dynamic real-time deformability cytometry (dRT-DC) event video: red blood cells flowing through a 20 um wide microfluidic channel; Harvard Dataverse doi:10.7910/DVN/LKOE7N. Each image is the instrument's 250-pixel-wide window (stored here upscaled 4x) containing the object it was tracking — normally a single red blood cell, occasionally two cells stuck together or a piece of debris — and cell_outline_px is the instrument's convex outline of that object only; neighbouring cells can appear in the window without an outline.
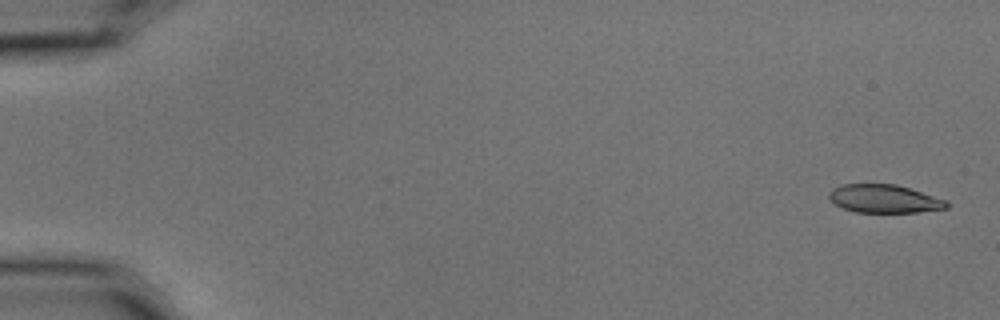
{"species": "common noctule bat (a hibernating species)", "species_latin": "Nyctalus noctula", "temperature_condition": "cold", "stored_images_in_passage": 14, "camera_frame_rate_fps": 3000, "um_per_image_px": 0.085, "animal": {"sex": "male", "body_mass_g": 15.6}, "frame": {"image": 1, "passage_image": 1, "time_ms": 0.0, "image_size_px": [1000, 320], "cell_outline_px": [[948, 208], [920, 212], [856, 212], [844, 208], [836, 204], [828, 196], [828, 192], [832, 188], [840, 184], [896, 184], [948, 200]], "centroid_in_image_um": [75.17, 16.89], "position_along_channel_um": 9.8, "area_um2": 19.36}}
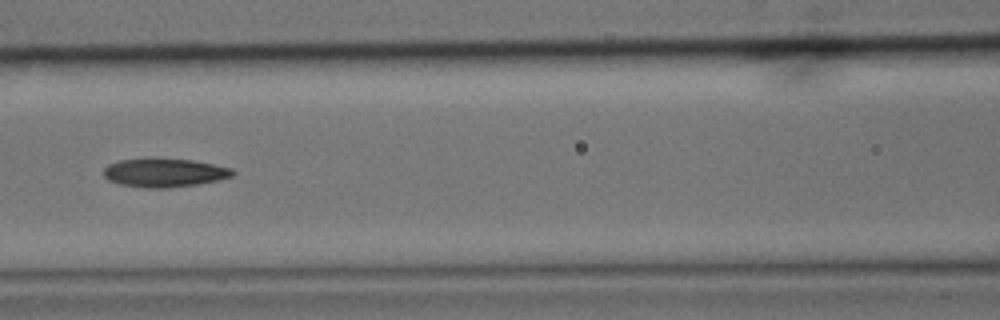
{"frame": {"image": 2, "passage_image": 7, "time_ms": 2.0, "image_size_px": [1000, 320], "cell_outline_px": [[236, 172], [232, 176], [216, 180], [196, 184], [168, 188], [144, 188], [120, 184], [108, 180], [104, 176], [104, 168], [108, 164], [120, 160], [148, 156], [152, 156], [192, 160], [232, 168]], "centroid_in_image_um": [13.92, 14.65], "position_along_channel_um": 152.7, "area_um2": 22.02}}
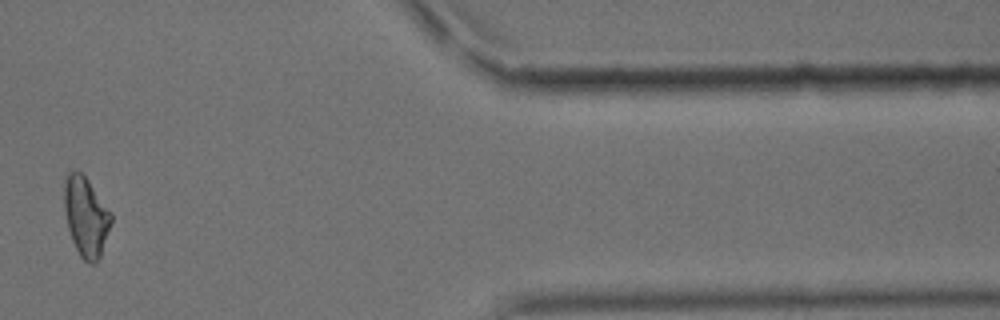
{"frame": {"image": 3, "passage_image": 13, "time_ms": 4.0, "image_size_px": [1000, 320], "cell_outline_px": [[112, 220], [100, 256], [96, 264], [88, 264], [80, 256], [72, 240], [68, 228], [64, 212], [64, 180], [68, 172], [72, 168], [80, 172], [88, 180], [112, 212]], "centroid_in_image_um": [7.29, 18.39], "position_along_channel_um": 404.1, "area_um2": 21.91}}